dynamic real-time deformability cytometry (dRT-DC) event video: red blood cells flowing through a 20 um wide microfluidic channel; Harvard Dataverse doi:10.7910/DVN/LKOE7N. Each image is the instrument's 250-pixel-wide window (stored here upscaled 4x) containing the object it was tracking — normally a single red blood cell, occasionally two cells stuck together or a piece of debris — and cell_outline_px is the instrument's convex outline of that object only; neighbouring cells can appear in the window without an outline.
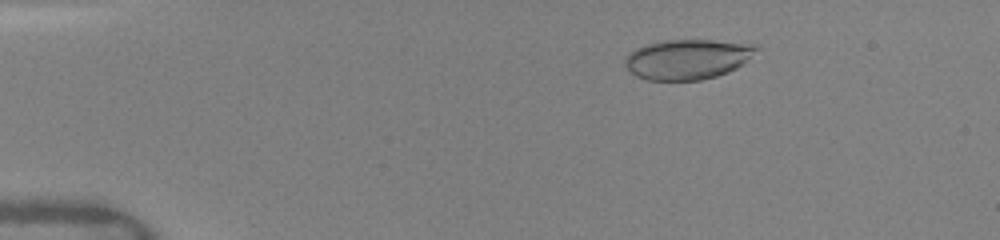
{"species": "human", "species_latin": "Homo sapiens", "temperature_condition": "warm", "stored_images_in_passage": 58, "camera_frame_rate_fps": 3000, "um_per_image_px": 0.085, "donor": {"sex": "female"}, "frame": {"image": 1, "passage_image": 11, "time_ms": 2.0, "image_size_px": [1000, 240], "cell_outline_px": [[760, 48], [736, 68], [728, 72], [716, 76], [700, 80], [648, 80], [636, 76], [624, 64], [624, 56], [628, 52], [644, 44], [660, 40], [712, 40], [760, 44]], "centroid_in_image_um": [58.42, 5.01], "position_along_channel_um": 26.6, "area_um2": 30.87}}
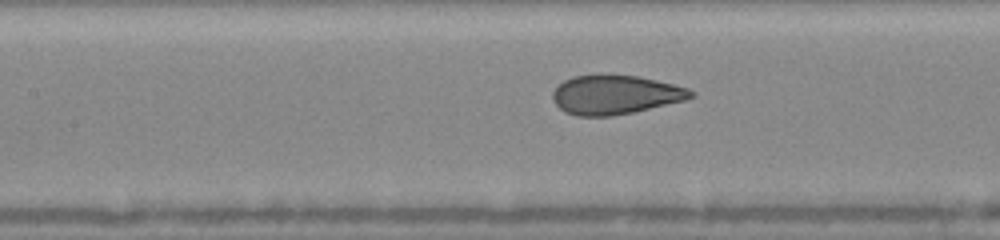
{"frame": {"image": 2, "passage_image": 38, "time_ms": 7.0, "image_size_px": [1000, 240], "cell_outline_px": [[696, 96], [684, 100], [632, 112], [612, 116], [576, 116], [564, 112], [552, 100], [552, 92], [564, 80], [572, 76], [640, 76], [688, 88], [696, 92]], "centroid_in_image_um": [52.29, 8.07], "position_along_channel_um": 155.1, "area_um2": 31.1}}
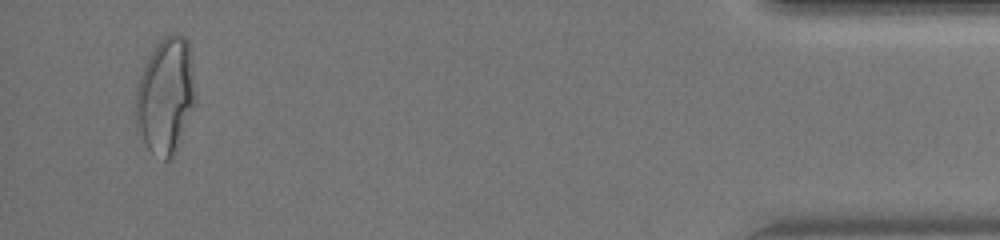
{"frame": {"image": 3, "passage_image": 57, "time_ms": 15.0, "image_size_px": [1000, 240], "cell_outline_px": [[196, 100], [172, 160], [164, 160], [148, 148], [136, 132], [136, 88], [140, 76], [148, 56], [156, 44], [164, 36], [176, 32], [180, 32], [188, 40], [196, 88]], "centroid_in_image_um": [14.08, 8.11], "position_along_channel_um": 421.1, "area_um2": 40.69}, "authors_computed_cell_mechanics": {"area_um2": 32.4258, "velocity_mm_per_s": 4.1721, "shape_relaxation_time_tau1_ms": 7.315, "shape_relaxation_time_tau2_ms": null, "deformation_change_tau1": 0.2379, "deformation_change_tau2": null}}